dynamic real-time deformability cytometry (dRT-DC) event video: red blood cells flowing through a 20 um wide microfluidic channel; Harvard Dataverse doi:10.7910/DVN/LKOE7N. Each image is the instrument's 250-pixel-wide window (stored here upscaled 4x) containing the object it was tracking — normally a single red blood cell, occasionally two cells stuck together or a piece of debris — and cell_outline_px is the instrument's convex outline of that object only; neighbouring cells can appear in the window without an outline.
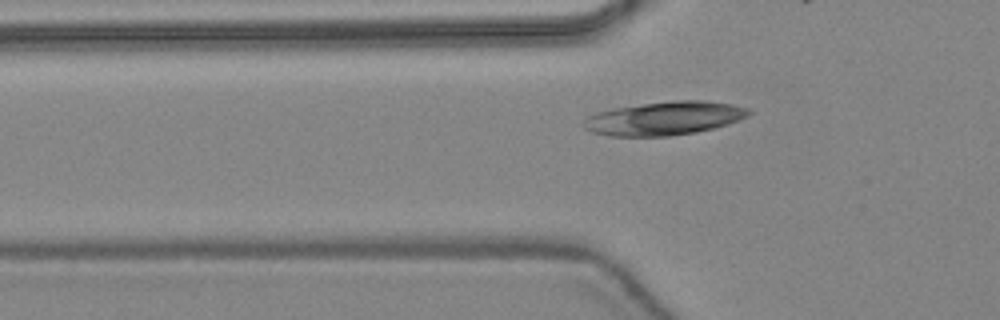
{"species": "common noctule bat (a hibernating species)", "species_latin": "Nyctalus noctula", "temperature_condition": "warm", "stored_images_in_passage": 32, "camera_frame_rate_fps": 3000, "um_per_image_px": 0.085, "animal": {"sex": "female", "body_mass_g": 24.6, "forearm_length_mm": 56.2}, "frame": {"image": 1, "passage_image": 5, "time_ms": 1.333, "image_size_px": [1000, 320], "cell_outline_px": [[752, 112], [748, 116], [728, 124], [716, 128], [696, 132], [668, 136], [608, 136], [592, 132], [584, 128], [580, 124], [588, 116], [596, 112], [612, 108], [672, 100], [708, 100], [732, 104], [744, 108]], "centroid_in_image_um": [56.44, 10.06], "position_along_channel_um": 69.4, "area_um2": 32.48}}
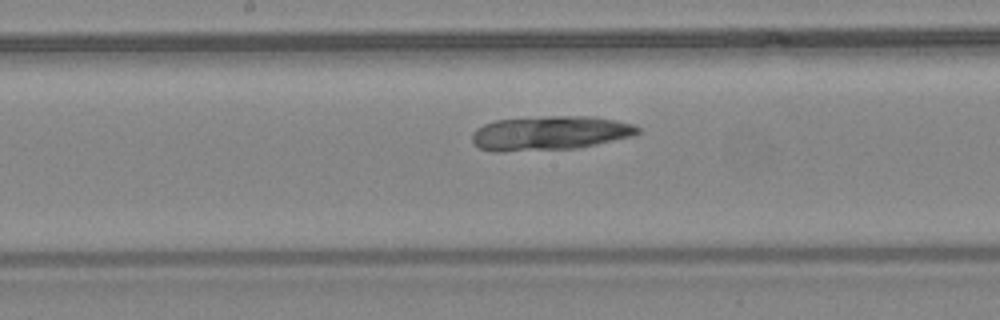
{"frame": {"image": 2, "passage_image": 14, "time_ms": 4.333, "image_size_px": [1000, 320], "cell_outline_px": [[640, 132], [632, 136], [596, 144], [576, 148], [504, 152], [492, 152], [480, 148], [472, 144], [472, 132], [476, 128], [484, 124], [496, 120], [548, 116], [592, 116], [616, 120], [632, 124], [640, 128]], "centroid_in_image_um": [46.69, 11.32], "position_along_channel_um": 201.5, "area_um2": 33.23}}
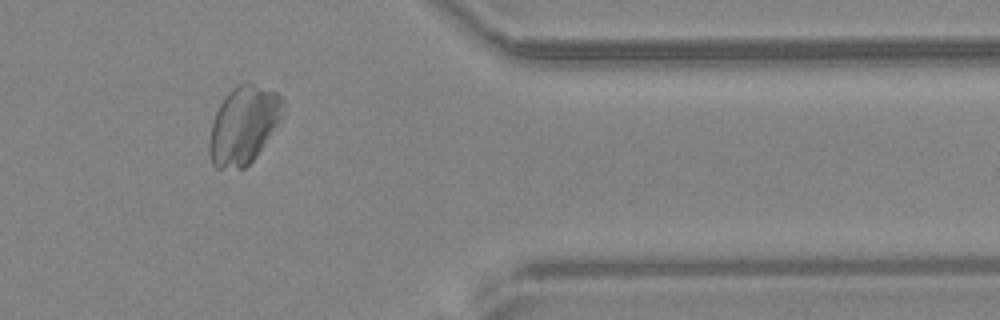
{"frame": {"image": 3, "passage_image": 28, "time_ms": 9.0, "image_size_px": [1000, 320], "cell_outline_px": [[284, 104], [280, 120], [256, 156], [244, 168], [216, 168], [212, 164], [208, 152], [208, 144], [212, 120], [224, 96], [236, 84], [252, 84], [276, 92], [284, 100]], "centroid_in_image_um": [20.66, 10.63], "position_along_channel_um": 390.7, "area_um2": 33.06}}